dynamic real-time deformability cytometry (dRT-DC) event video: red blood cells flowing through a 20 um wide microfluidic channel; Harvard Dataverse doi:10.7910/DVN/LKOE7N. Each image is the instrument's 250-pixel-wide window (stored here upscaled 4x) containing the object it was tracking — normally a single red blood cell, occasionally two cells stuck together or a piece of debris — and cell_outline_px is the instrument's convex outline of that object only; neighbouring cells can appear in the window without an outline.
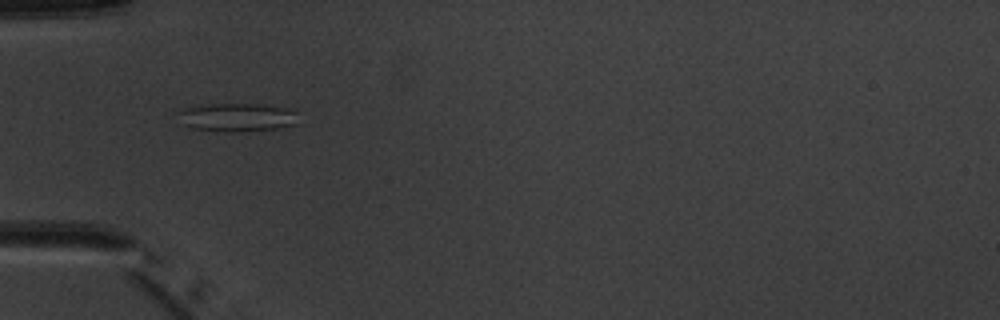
{"species": "common noctule bat (a hibernating species)", "species_latin": "Nyctalus noctula", "temperature_condition": "warm", "stored_images_in_passage": 7, "camera_frame_rate_fps": 3000, "um_per_image_px": 0.085, "animal": {"sex": "male", "body_mass_g": 20.1, "forearm_length_mm": 53.5}, "frame": {"image": 1, "passage_image": 5, "time_ms": 4.667, "image_size_px": [1000, 320], "cell_outline_px": [[296, 124], [276, 128], [240, 132], [232, 132], [192, 128], [180, 124], [172, 112], [196, 104], [260, 104], [288, 108], [296, 112]], "centroid_in_image_um": [20.0, 9.96], "position_along_channel_um": 65.0, "area_um2": 20.35}}
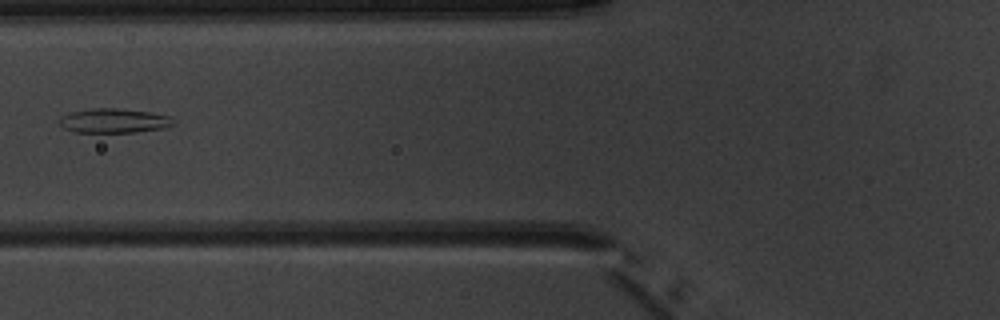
{"frame": {"image": 2, "passage_image": 6, "time_ms": 6.0, "image_size_px": [1000, 320], "cell_outline_px": [[176, 124], [164, 128], [136, 132], [72, 132], [64, 128], [56, 120], [72, 112], [92, 108], [120, 108], [152, 112], [168, 116]], "centroid_in_image_um": [9.68, 10.26], "position_along_channel_um": 116.1, "area_um2": 16.24}}